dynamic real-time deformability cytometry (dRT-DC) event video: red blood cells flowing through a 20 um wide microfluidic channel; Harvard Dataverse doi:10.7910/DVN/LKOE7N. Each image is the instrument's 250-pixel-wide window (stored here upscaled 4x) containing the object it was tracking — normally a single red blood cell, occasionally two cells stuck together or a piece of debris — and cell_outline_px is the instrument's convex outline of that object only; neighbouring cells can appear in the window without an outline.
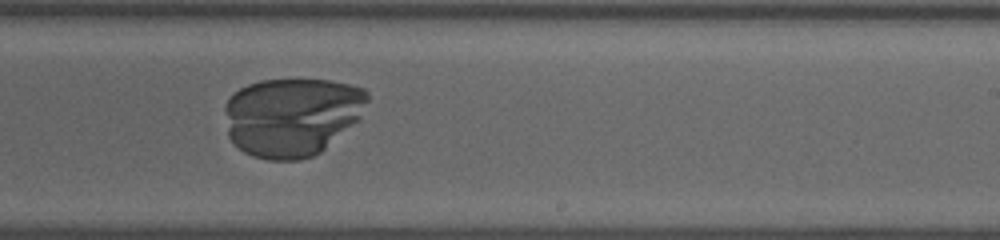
{"species": "human", "species_latin": "Homo sapiens", "temperature_condition": "warm", "stored_images_in_passage": 40, "segment_of_instrument_passage": [1, 2], "camera_frame_rate_fps": 3000, "um_per_image_px": 0.085, "donor": {"sex": "female"}, "frame": {"image": 1, "passage_image": 28, "time_ms": 9.0, "image_size_px": [1000, 240], "cell_outline_px": [[368, 100], [360, 116], [356, 120], [320, 152], [312, 156], [300, 160], [268, 160], [252, 156], [244, 152], [228, 136], [224, 108], [228, 100], [240, 88], [248, 84], [260, 80], [328, 80], [348, 84], [364, 88], [368, 92]], "centroid_in_image_um": [24.79, 9.91], "position_along_channel_um": 264.2, "area_um2": 65.03}}